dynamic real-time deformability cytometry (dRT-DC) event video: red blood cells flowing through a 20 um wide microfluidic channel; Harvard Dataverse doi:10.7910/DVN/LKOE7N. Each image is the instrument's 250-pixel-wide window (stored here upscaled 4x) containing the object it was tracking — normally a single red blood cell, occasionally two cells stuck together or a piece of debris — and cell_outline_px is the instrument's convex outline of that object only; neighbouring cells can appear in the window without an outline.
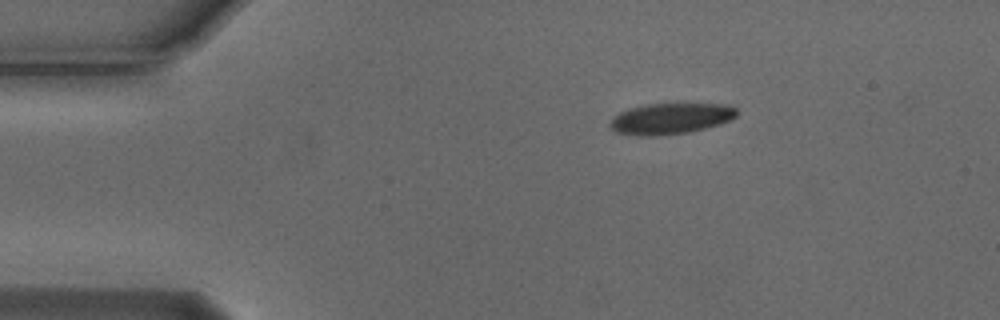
{"species": "Egyptian fruit bat (a non-hibernating species)", "species_latin": "Rousettus aegyptiacus", "temperature_condition": "cold", "stored_images_in_passage": 4, "camera_frame_rate_fps": 3000, "um_per_image_px": 0.085, "animal": {"sex": "male"}, "frame": {"image": 1, "passage_image": 1, "time_ms": 0.0, "image_size_px": [1000, 320], "cell_outline_px": [[736, 116], [732, 120], [720, 124], [688, 132], [656, 136], [636, 136], [616, 132], [608, 124], [620, 112], [628, 108], [644, 104], [728, 104], [736, 108]], "centroid_in_image_um": [57.0, 10.08], "position_along_channel_um": 28.0, "area_um2": 22.89}}
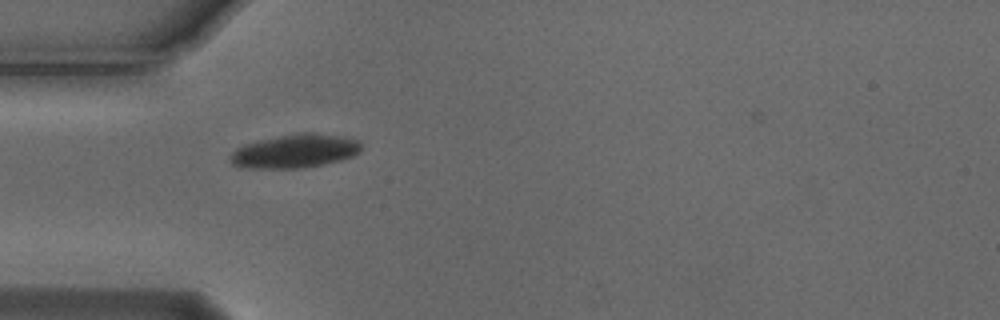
{"frame": {"image": 2, "passage_image": 3, "time_ms": 0.667, "image_size_px": [1000, 320], "cell_outline_px": [[360, 152], [352, 156], [340, 160], [324, 164], [296, 168], [240, 168], [232, 164], [228, 156], [236, 148], [244, 144], [256, 140], [304, 132], [312, 132], [344, 136], [360, 140]], "centroid_in_image_um": [25.04, 12.84], "position_along_channel_um": 60.0, "area_um2": 25.84}}
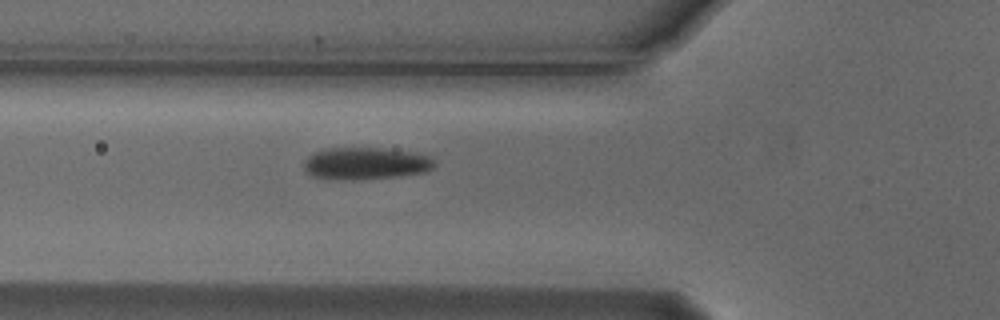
{"frame": {"image": 3, "passage_image": 4, "time_ms": 1.0, "image_size_px": [1000, 320], "cell_outline_px": [[436, 164], [432, 168], [424, 172], [396, 176], [360, 180], [332, 180], [312, 176], [304, 172], [304, 160], [308, 156], [324, 148], [384, 148], [412, 152], [428, 156]], "centroid_in_image_um": [31.01, 13.9], "position_along_channel_um": 94.8, "area_um2": 24.62}}